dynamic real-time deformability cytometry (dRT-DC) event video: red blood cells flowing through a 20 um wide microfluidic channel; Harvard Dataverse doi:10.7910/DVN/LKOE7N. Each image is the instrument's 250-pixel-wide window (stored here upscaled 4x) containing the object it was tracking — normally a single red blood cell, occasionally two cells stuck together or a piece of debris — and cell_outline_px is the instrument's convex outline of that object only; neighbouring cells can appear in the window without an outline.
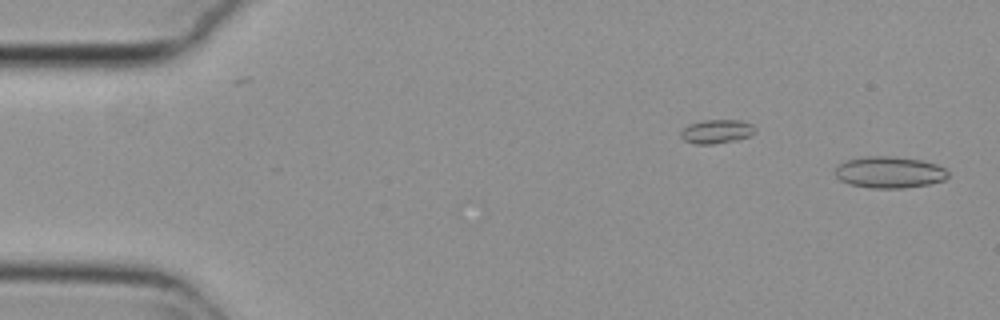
{"species": "common noctule bat (a hibernating species)", "species_latin": "Nyctalus noctula", "temperature_condition": "cold", "stored_images_in_passage": 4, "camera_frame_rate_fps": 3000, "um_per_image_px": 0.085, "animal": {"sex": "female", "body_mass_g": 29.2, "forearm_length_mm": 56.3}, "frame": {"image": 1, "passage_image": 1, "time_ms": 0.0, "image_size_px": [1000, 320], "cell_outline_px": [[948, 176], [944, 180], [928, 184], [904, 188], [868, 188], [848, 184], [840, 180], [836, 176], [836, 168], [844, 160], [864, 156], [892, 156], [920, 160], [936, 164], [944, 168], [948, 172]], "centroid_in_image_um": [75.58, 14.64], "position_along_channel_um": 9.4, "area_um2": 20.81}}